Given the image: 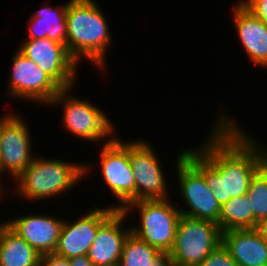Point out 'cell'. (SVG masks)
Listing matches in <instances>:
<instances>
[{
  "label": "cell",
  "instance_id": "9c48e42d",
  "mask_svg": "<svg viewBox=\"0 0 267 266\" xmlns=\"http://www.w3.org/2000/svg\"><path fill=\"white\" fill-rule=\"evenodd\" d=\"M99 151L103 182L119 201L114 207L122 210L128 203L135 202V180L130 166V141H120L115 135L109 142H105Z\"/></svg>",
  "mask_w": 267,
  "mask_h": 266
},
{
  "label": "cell",
  "instance_id": "277c9868",
  "mask_svg": "<svg viewBox=\"0 0 267 266\" xmlns=\"http://www.w3.org/2000/svg\"><path fill=\"white\" fill-rule=\"evenodd\" d=\"M134 210L139 212L141 224L132 226L131 232L159 251L169 253L173 248L181 217L179 207L167 198L131 202L122 209L127 215Z\"/></svg>",
  "mask_w": 267,
  "mask_h": 266
},
{
  "label": "cell",
  "instance_id": "7402d4cb",
  "mask_svg": "<svg viewBox=\"0 0 267 266\" xmlns=\"http://www.w3.org/2000/svg\"><path fill=\"white\" fill-rule=\"evenodd\" d=\"M246 195L253 211V229L267 217V162L252 177Z\"/></svg>",
  "mask_w": 267,
  "mask_h": 266
},
{
  "label": "cell",
  "instance_id": "e0dca14e",
  "mask_svg": "<svg viewBox=\"0 0 267 266\" xmlns=\"http://www.w3.org/2000/svg\"><path fill=\"white\" fill-rule=\"evenodd\" d=\"M222 244L239 266H267V241L255 229L223 231Z\"/></svg>",
  "mask_w": 267,
  "mask_h": 266
},
{
  "label": "cell",
  "instance_id": "d6986e66",
  "mask_svg": "<svg viewBox=\"0 0 267 266\" xmlns=\"http://www.w3.org/2000/svg\"><path fill=\"white\" fill-rule=\"evenodd\" d=\"M41 255L7 224L0 232V266H39Z\"/></svg>",
  "mask_w": 267,
  "mask_h": 266
},
{
  "label": "cell",
  "instance_id": "4316f807",
  "mask_svg": "<svg viewBox=\"0 0 267 266\" xmlns=\"http://www.w3.org/2000/svg\"><path fill=\"white\" fill-rule=\"evenodd\" d=\"M255 230L267 241V217L257 222Z\"/></svg>",
  "mask_w": 267,
  "mask_h": 266
},
{
  "label": "cell",
  "instance_id": "44dd1931",
  "mask_svg": "<svg viewBox=\"0 0 267 266\" xmlns=\"http://www.w3.org/2000/svg\"><path fill=\"white\" fill-rule=\"evenodd\" d=\"M218 226L221 231L253 229V211L246 194L231 198L221 206Z\"/></svg>",
  "mask_w": 267,
  "mask_h": 266
},
{
  "label": "cell",
  "instance_id": "4fadbf2b",
  "mask_svg": "<svg viewBox=\"0 0 267 266\" xmlns=\"http://www.w3.org/2000/svg\"><path fill=\"white\" fill-rule=\"evenodd\" d=\"M113 205L103 208L93 206L75 221L64 219L54 253L67 259L87 255L99 228L118 210Z\"/></svg>",
  "mask_w": 267,
  "mask_h": 266
},
{
  "label": "cell",
  "instance_id": "ffe728a7",
  "mask_svg": "<svg viewBox=\"0 0 267 266\" xmlns=\"http://www.w3.org/2000/svg\"><path fill=\"white\" fill-rule=\"evenodd\" d=\"M118 266H173L168 252H161L132 232L123 245Z\"/></svg>",
  "mask_w": 267,
  "mask_h": 266
},
{
  "label": "cell",
  "instance_id": "d4e9b609",
  "mask_svg": "<svg viewBox=\"0 0 267 266\" xmlns=\"http://www.w3.org/2000/svg\"><path fill=\"white\" fill-rule=\"evenodd\" d=\"M39 266H70L69 259L55 253L42 254Z\"/></svg>",
  "mask_w": 267,
  "mask_h": 266
},
{
  "label": "cell",
  "instance_id": "52a82bcc",
  "mask_svg": "<svg viewBox=\"0 0 267 266\" xmlns=\"http://www.w3.org/2000/svg\"><path fill=\"white\" fill-rule=\"evenodd\" d=\"M178 154L176 162L177 182L186 209L179 208L181 215L218 223L221 206L213 195L203 174L184 156ZM188 209V210H187Z\"/></svg>",
  "mask_w": 267,
  "mask_h": 266
},
{
  "label": "cell",
  "instance_id": "5b68a950",
  "mask_svg": "<svg viewBox=\"0 0 267 266\" xmlns=\"http://www.w3.org/2000/svg\"><path fill=\"white\" fill-rule=\"evenodd\" d=\"M73 89L74 87L62 89L49 104L50 107L63 104L61 121L65 131L86 142H109L115 136L114 123L95 104L73 97Z\"/></svg>",
  "mask_w": 267,
  "mask_h": 266
},
{
  "label": "cell",
  "instance_id": "cb8c5ba5",
  "mask_svg": "<svg viewBox=\"0 0 267 266\" xmlns=\"http://www.w3.org/2000/svg\"><path fill=\"white\" fill-rule=\"evenodd\" d=\"M239 2L267 26V0H239Z\"/></svg>",
  "mask_w": 267,
  "mask_h": 266
},
{
  "label": "cell",
  "instance_id": "9a60e30c",
  "mask_svg": "<svg viewBox=\"0 0 267 266\" xmlns=\"http://www.w3.org/2000/svg\"><path fill=\"white\" fill-rule=\"evenodd\" d=\"M127 217L126 213L118 209L99 228L87 254L94 266H118L123 245L131 233V226L123 227Z\"/></svg>",
  "mask_w": 267,
  "mask_h": 266
},
{
  "label": "cell",
  "instance_id": "7a4b0ae2",
  "mask_svg": "<svg viewBox=\"0 0 267 266\" xmlns=\"http://www.w3.org/2000/svg\"><path fill=\"white\" fill-rule=\"evenodd\" d=\"M97 3L96 0L68 1L67 50L78 63L86 58L103 72L108 68L105 56L113 37L107 18Z\"/></svg>",
  "mask_w": 267,
  "mask_h": 266
},
{
  "label": "cell",
  "instance_id": "f1b7e54d",
  "mask_svg": "<svg viewBox=\"0 0 267 266\" xmlns=\"http://www.w3.org/2000/svg\"><path fill=\"white\" fill-rule=\"evenodd\" d=\"M5 224H6V221H4V222L1 221V222H0V232H1V229L3 228V226H4Z\"/></svg>",
  "mask_w": 267,
  "mask_h": 266
},
{
  "label": "cell",
  "instance_id": "2e32d148",
  "mask_svg": "<svg viewBox=\"0 0 267 266\" xmlns=\"http://www.w3.org/2000/svg\"><path fill=\"white\" fill-rule=\"evenodd\" d=\"M235 5L232 20L241 46L251 63L267 68V26L239 1Z\"/></svg>",
  "mask_w": 267,
  "mask_h": 266
},
{
  "label": "cell",
  "instance_id": "3957f363",
  "mask_svg": "<svg viewBox=\"0 0 267 266\" xmlns=\"http://www.w3.org/2000/svg\"><path fill=\"white\" fill-rule=\"evenodd\" d=\"M91 164L70 162L35 156L31 164L16 178L14 193L17 197L47 200L73 190L92 168ZM90 169V170H89ZM58 195V196H57ZM21 196V197H20Z\"/></svg>",
  "mask_w": 267,
  "mask_h": 266
},
{
  "label": "cell",
  "instance_id": "ba28073f",
  "mask_svg": "<svg viewBox=\"0 0 267 266\" xmlns=\"http://www.w3.org/2000/svg\"><path fill=\"white\" fill-rule=\"evenodd\" d=\"M25 120L12 111L0 117V181L5 174L16 179L35 157L30 128Z\"/></svg>",
  "mask_w": 267,
  "mask_h": 266
},
{
  "label": "cell",
  "instance_id": "ac0fdd59",
  "mask_svg": "<svg viewBox=\"0 0 267 266\" xmlns=\"http://www.w3.org/2000/svg\"><path fill=\"white\" fill-rule=\"evenodd\" d=\"M67 3L55 7L42 6L28 19L29 35L27 39L49 38L62 43L67 48Z\"/></svg>",
  "mask_w": 267,
  "mask_h": 266
},
{
  "label": "cell",
  "instance_id": "484cf974",
  "mask_svg": "<svg viewBox=\"0 0 267 266\" xmlns=\"http://www.w3.org/2000/svg\"><path fill=\"white\" fill-rule=\"evenodd\" d=\"M70 266H94L93 262L87 255H79L69 259Z\"/></svg>",
  "mask_w": 267,
  "mask_h": 266
},
{
  "label": "cell",
  "instance_id": "6da1fadb",
  "mask_svg": "<svg viewBox=\"0 0 267 266\" xmlns=\"http://www.w3.org/2000/svg\"><path fill=\"white\" fill-rule=\"evenodd\" d=\"M223 112L199 150L189 148L184 155L203 174L220 206L246 194L252 177L267 162V148Z\"/></svg>",
  "mask_w": 267,
  "mask_h": 266
},
{
  "label": "cell",
  "instance_id": "30bf717a",
  "mask_svg": "<svg viewBox=\"0 0 267 266\" xmlns=\"http://www.w3.org/2000/svg\"><path fill=\"white\" fill-rule=\"evenodd\" d=\"M9 86L10 97L48 106L62 88L18 49L12 56Z\"/></svg>",
  "mask_w": 267,
  "mask_h": 266
},
{
  "label": "cell",
  "instance_id": "83f0119b",
  "mask_svg": "<svg viewBox=\"0 0 267 266\" xmlns=\"http://www.w3.org/2000/svg\"><path fill=\"white\" fill-rule=\"evenodd\" d=\"M4 186H3V184H2V181H0V198L2 199V195H6L5 193H2V192H4L5 191V189L3 188ZM3 188V189H2Z\"/></svg>",
  "mask_w": 267,
  "mask_h": 266
},
{
  "label": "cell",
  "instance_id": "5bb4252c",
  "mask_svg": "<svg viewBox=\"0 0 267 266\" xmlns=\"http://www.w3.org/2000/svg\"><path fill=\"white\" fill-rule=\"evenodd\" d=\"M63 222V218L53 215L28 214L8 220L6 224L42 255L55 252Z\"/></svg>",
  "mask_w": 267,
  "mask_h": 266
},
{
  "label": "cell",
  "instance_id": "8fae6325",
  "mask_svg": "<svg viewBox=\"0 0 267 266\" xmlns=\"http://www.w3.org/2000/svg\"><path fill=\"white\" fill-rule=\"evenodd\" d=\"M23 41L18 48L22 54L39 66L62 89L75 87L79 64L64 44L49 38Z\"/></svg>",
  "mask_w": 267,
  "mask_h": 266
},
{
  "label": "cell",
  "instance_id": "7c38bea8",
  "mask_svg": "<svg viewBox=\"0 0 267 266\" xmlns=\"http://www.w3.org/2000/svg\"><path fill=\"white\" fill-rule=\"evenodd\" d=\"M145 139L130 141V166L135 180V202L170 198L162 165Z\"/></svg>",
  "mask_w": 267,
  "mask_h": 266
},
{
  "label": "cell",
  "instance_id": "603a6c76",
  "mask_svg": "<svg viewBox=\"0 0 267 266\" xmlns=\"http://www.w3.org/2000/svg\"><path fill=\"white\" fill-rule=\"evenodd\" d=\"M198 266H239L228 249L220 243Z\"/></svg>",
  "mask_w": 267,
  "mask_h": 266
},
{
  "label": "cell",
  "instance_id": "8992f818",
  "mask_svg": "<svg viewBox=\"0 0 267 266\" xmlns=\"http://www.w3.org/2000/svg\"><path fill=\"white\" fill-rule=\"evenodd\" d=\"M220 243L222 231L217 223L181 215L169 252L173 266H198Z\"/></svg>",
  "mask_w": 267,
  "mask_h": 266
}]
</instances>
